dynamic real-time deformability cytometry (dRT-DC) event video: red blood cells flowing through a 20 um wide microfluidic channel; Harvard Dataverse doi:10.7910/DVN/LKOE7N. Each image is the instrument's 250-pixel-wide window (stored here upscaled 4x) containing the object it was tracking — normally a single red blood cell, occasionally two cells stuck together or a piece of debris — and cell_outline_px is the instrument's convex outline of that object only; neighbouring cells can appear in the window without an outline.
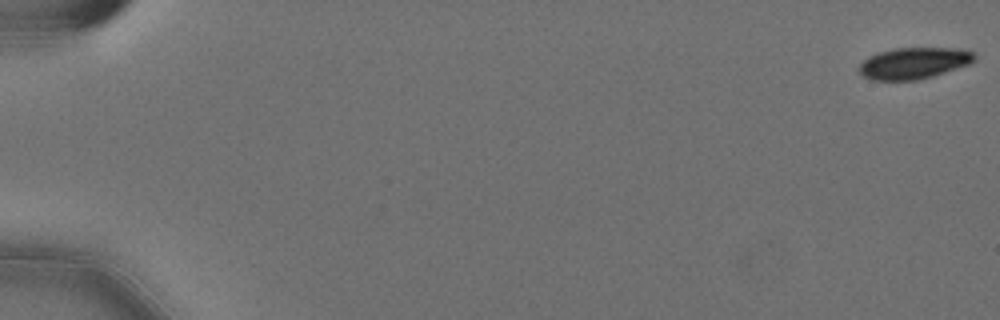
{"species": "Egyptian fruit bat (a non-hibernating species)", "species_latin": "Rousettus aegyptiacus", "temperature_condition": "cold", "stored_images_in_passage": 58, "camera_frame_rate_fps": 3000, "um_per_image_px": 0.085, "animal": {"sex": "female"}, "frame": {"image": 1, "passage_image": 1, "time_ms": 0.0, "image_size_px": [1000, 320], "cell_outline_px": [[976, 56], [968, 64], [932, 76], [916, 80], [872, 80], [864, 76], [856, 68], [868, 56], [880, 52], [896, 48], [956, 48], [972, 52]], "centroid_in_image_um": [77.62, 5.37], "position_along_channel_um": 7.4, "area_um2": 20.81}}
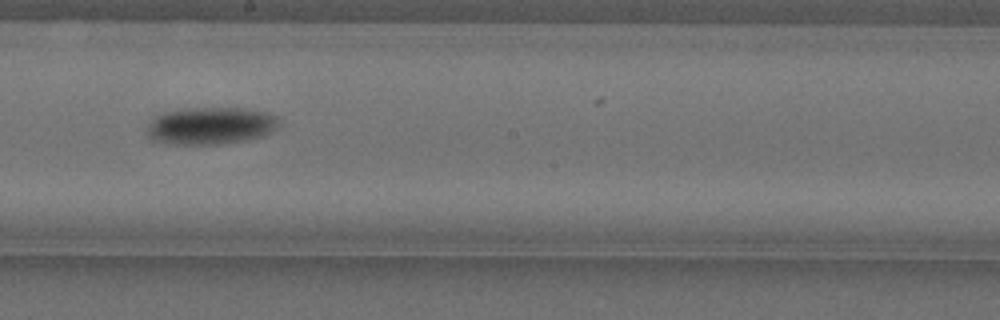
{"frame": {"image": 2, "passage_image": 34, "time_ms": 11.0, "image_size_px": [1000, 320], "cell_outline_px": [[280, 124], [272, 132], [264, 136], [248, 140], [216, 144], [176, 144], [152, 140], [144, 132], [148, 124], [156, 116], [164, 112], [180, 108], [244, 108], [268, 112], [276, 116], [280, 120]], "centroid_in_image_um": [17.92, 10.68], "position_along_channel_um": 230.3, "area_um2": 29.07}}
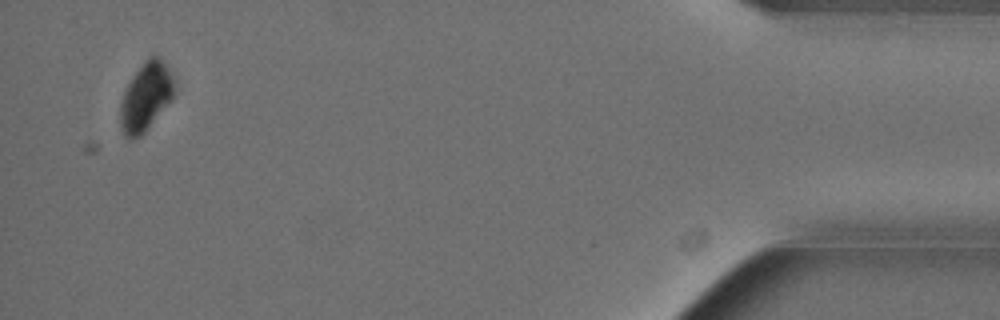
{"frame": {"image": 3, "passage_image": 56, "time_ms": 18.333, "image_size_px": [1000, 320], "cell_outline_px": [[172, 96], [148, 128], [140, 136], [132, 140], [124, 136], [120, 128], [120, 100], [132, 76], [144, 60], [148, 56], [156, 56], [164, 64], [172, 76]], "centroid_in_image_um": [12.31, 8.26], "position_along_channel_um": 422.9, "area_um2": 20.87}, "authors_computed_cell_mechanics": {"area_um2": 24.4783, "velocity_mm_per_s": 3.5823, "shape_relaxation_time_tau1_ms": 1.9655, "shape_relaxation_time_tau2_ms": null, "deformation_change_tau1": 0.0947, "deformation_change_tau2": null}}